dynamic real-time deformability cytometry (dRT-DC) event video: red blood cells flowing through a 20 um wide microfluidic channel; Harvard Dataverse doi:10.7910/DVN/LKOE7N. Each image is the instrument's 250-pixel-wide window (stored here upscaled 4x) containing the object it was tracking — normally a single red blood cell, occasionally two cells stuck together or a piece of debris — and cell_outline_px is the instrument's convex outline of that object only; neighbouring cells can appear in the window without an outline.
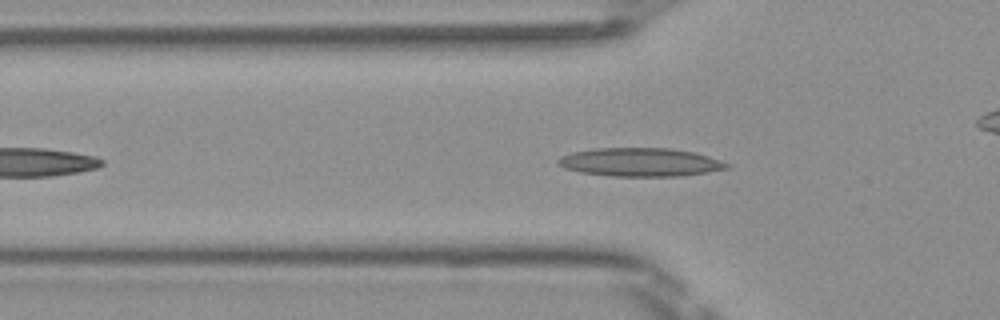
{"species": "Egyptian fruit bat (a non-hibernating species)", "species_latin": "Rousettus aegyptiacus", "temperature_condition": "room temperature", "stored_images_in_passage": 42, "camera_frame_rate_fps": 3000, "um_per_image_px": 0.085, "frame": {"image": 1, "passage_image": 8, "time_ms": 2.333, "image_size_px": [1000, 320], "cell_outline_px": [[732, 168], [708, 172], [680, 176], [612, 176], [580, 172], [564, 168], [556, 164], [556, 160], [560, 156], [572, 152], [596, 148], [668, 148], [692, 152], [708, 156], [732, 164]], "centroid_in_image_um": [54.42, 13.79], "position_along_channel_um": 71.4, "area_um2": 28.15}}
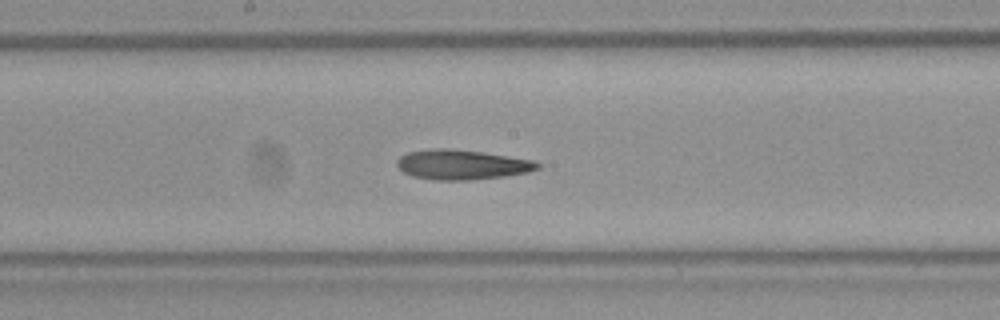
{"frame": {"image": 2, "passage_image": 18, "time_ms": 5.667, "image_size_px": [1000, 320], "cell_outline_px": [[540, 168], [528, 172], [504, 176], [468, 180], [436, 180], [412, 176], [404, 172], [396, 164], [396, 160], [400, 156], [408, 152], [432, 148], [448, 148], [484, 152], [532, 160], [540, 164]], "centroid_in_image_um": [39.24, 13.99], "position_along_channel_um": 209.0, "area_um2": 24.39}}
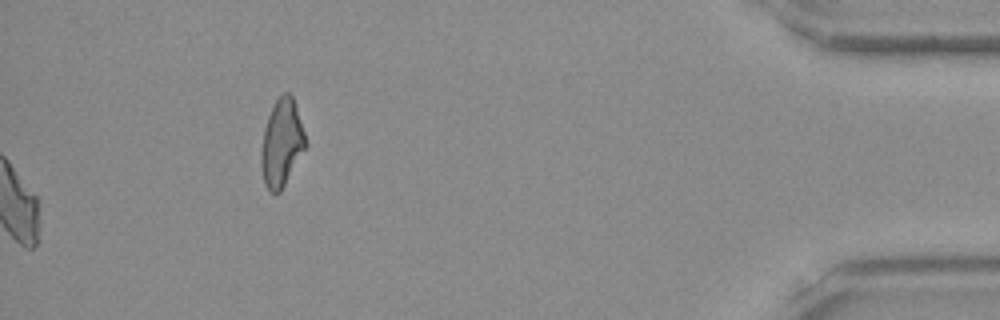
{"frame": {"image": 3, "passage_image": 42, "time_ms": 13.667, "image_size_px": [1000, 320], "cell_outline_px": [[308, 144], [280, 192], [268, 192], [264, 184], [260, 164], [260, 148], [264, 128], [268, 116], [276, 100], [284, 92], [288, 92], [292, 96]], "centroid_in_image_um": [23.92, 12.19], "position_along_channel_um": 411.3, "area_um2": 22.54}, "authors_computed_cell_mechanics": {"area_um2": 24.2182, "velocity_mm_per_s": 4.1031, "shape_relaxation_time_tau1_ms": null, "shape_relaxation_time_tau2_ms": 6.7499, "deformation_change_tau1": null, "deformation_change_tau2": 0.1511}}